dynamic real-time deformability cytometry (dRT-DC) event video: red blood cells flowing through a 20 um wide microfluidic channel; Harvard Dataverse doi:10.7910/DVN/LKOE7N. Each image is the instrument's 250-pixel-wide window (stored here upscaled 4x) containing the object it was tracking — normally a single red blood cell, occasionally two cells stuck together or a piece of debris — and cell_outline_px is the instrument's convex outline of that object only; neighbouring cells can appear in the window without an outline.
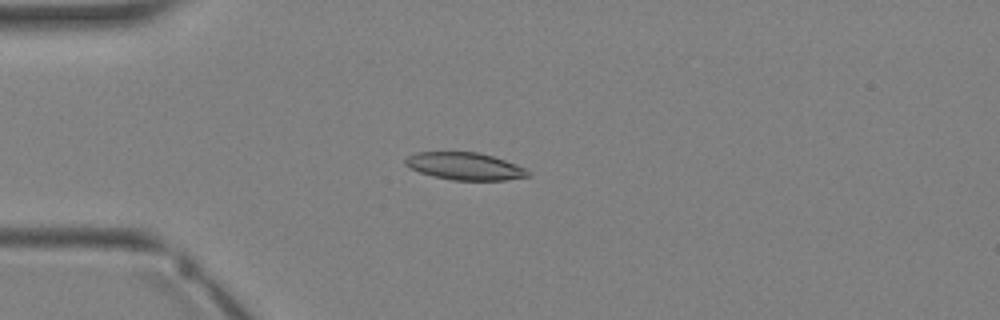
{"species": "Egyptian fruit bat (a non-hibernating species)", "species_latin": "Rousettus aegyptiacus", "temperature_condition": "warm", "stored_images_in_passage": 2, "camera_frame_rate_fps": 3000, "um_per_image_px": 0.085, "animal": {"sex": "female"}, "frame": {"image": 1, "passage_image": 2, "time_ms": 1.333, "image_size_px": [1000, 320], "cell_outline_px": [[532, 176], [504, 180], [452, 180], [432, 176], [408, 168], [404, 164], [404, 160], [408, 156], [416, 152], [476, 152], [492, 156], [516, 164], [524, 168]], "centroid_in_image_um": [39.47, 14.13], "position_along_channel_um": 45.5, "area_um2": 19.54}}